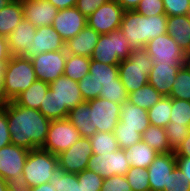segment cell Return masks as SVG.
<instances>
[{
	"label": "cell",
	"mask_w": 190,
	"mask_h": 191,
	"mask_svg": "<svg viewBox=\"0 0 190 191\" xmlns=\"http://www.w3.org/2000/svg\"><path fill=\"white\" fill-rule=\"evenodd\" d=\"M66 58L65 48L59 51L44 52L31 58L36 78L50 84L63 76Z\"/></svg>",
	"instance_id": "cell-10"
},
{
	"label": "cell",
	"mask_w": 190,
	"mask_h": 191,
	"mask_svg": "<svg viewBox=\"0 0 190 191\" xmlns=\"http://www.w3.org/2000/svg\"><path fill=\"white\" fill-rule=\"evenodd\" d=\"M135 10L146 17L165 14L163 0H141Z\"/></svg>",
	"instance_id": "cell-46"
},
{
	"label": "cell",
	"mask_w": 190,
	"mask_h": 191,
	"mask_svg": "<svg viewBox=\"0 0 190 191\" xmlns=\"http://www.w3.org/2000/svg\"><path fill=\"white\" fill-rule=\"evenodd\" d=\"M91 59L76 54H67L64 76L79 82L89 73Z\"/></svg>",
	"instance_id": "cell-31"
},
{
	"label": "cell",
	"mask_w": 190,
	"mask_h": 191,
	"mask_svg": "<svg viewBox=\"0 0 190 191\" xmlns=\"http://www.w3.org/2000/svg\"><path fill=\"white\" fill-rule=\"evenodd\" d=\"M100 191H132L125 176L113 175L104 179Z\"/></svg>",
	"instance_id": "cell-48"
},
{
	"label": "cell",
	"mask_w": 190,
	"mask_h": 191,
	"mask_svg": "<svg viewBox=\"0 0 190 191\" xmlns=\"http://www.w3.org/2000/svg\"><path fill=\"white\" fill-rule=\"evenodd\" d=\"M33 40V57L44 52L59 51L65 47L64 40L52 25L37 28Z\"/></svg>",
	"instance_id": "cell-22"
},
{
	"label": "cell",
	"mask_w": 190,
	"mask_h": 191,
	"mask_svg": "<svg viewBox=\"0 0 190 191\" xmlns=\"http://www.w3.org/2000/svg\"><path fill=\"white\" fill-rule=\"evenodd\" d=\"M49 86L52 96L59 102V119L67 118L69 111L84 101L78 82L64 75L51 82Z\"/></svg>",
	"instance_id": "cell-13"
},
{
	"label": "cell",
	"mask_w": 190,
	"mask_h": 191,
	"mask_svg": "<svg viewBox=\"0 0 190 191\" xmlns=\"http://www.w3.org/2000/svg\"><path fill=\"white\" fill-rule=\"evenodd\" d=\"M176 166L175 152L159 153L147 168L150 191H164L169 175Z\"/></svg>",
	"instance_id": "cell-18"
},
{
	"label": "cell",
	"mask_w": 190,
	"mask_h": 191,
	"mask_svg": "<svg viewBox=\"0 0 190 191\" xmlns=\"http://www.w3.org/2000/svg\"><path fill=\"white\" fill-rule=\"evenodd\" d=\"M124 12L116 0H110L87 17V25L100 35L108 34L119 29Z\"/></svg>",
	"instance_id": "cell-12"
},
{
	"label": "cell",
	"mask_w": 190,
	"mask_h": 191,
	"mask_svg": "<svg viewBox=\"0 0 190 191\" xmlns=\"http://www.w3.org/2000/svg\"><path fill=\"white\" fill-rule=\"evenodd\" d=\"M80 137L79 131L67 118L51 120L42 149L58 155L75 144Z\"/></svg>",
	"instance_id": "cell-8"
},
{
	"label": "cell",
	"mask_w": 190,
	"mask_h": 191,
	"mask_svg": "<svg viewBox=\"0 0 190 191\" xmlns=\"http://www.w3.org/2000/svg\"><path fill=\"white\" fill-rule=\"evenodd\" d=\"M170 122L175 123V125H189L190 101L171 98Z\"/></svg>",
	"instance_id": "cell-39"
},
{
	"label": "cell",
	"mask_w": 190,
	"mask_h": 191,
	"mask_svg": "<svg viewBox=\"0 0 190 191\" xmlns=\"http://www.w3.org/2000/svg\"><path fill=\"white\" fill-rule=\"evenodd\" d=\"M124 11L135 10L141 0H116Z\"/></svg>",
	"instance_id": "cell-56"
},
{
	"label": "cell",
	"mask_w": 190,
	"mask_h": 191,
	"mask_svg": "<svg viewBox=\"0 0 190 191\" xmlns=\"http://www.w3.org/2000/svg\"><path fill=\"white\" fill-rule=\"evenodd\" d=\"M95 155L112 153L119 149L118 142L113 132H96L88 137Z\"/></svg>",
	"instance_id": "cell-35"
},
{
	"label": "cell",
	"mask_w": 190,
	"mask_h": 191,
	"mask_svg": "<svg viewBox=\"0 0 190 191\" xmlns=\"http://www.w3.org/2000/svg\"><path fill=\"white\" fill-rule=\"evenodd\" d=\"M89 105L97 132H114L119 122L121 105L101 97L90 100Z\"/></svg>",
	"instance_id": "cell-15"
},
{
	"label": "cell",
	"mask_w": 190,
	"mask_h": 191,
	"mask_svg": "<svg viewBox=\"0 0 190 191\" xmlns=\"http://www.w3.org/2000/svg\"><path fill=\"white\" fill-rule=\"evenodd\" d=\"M23 16L36 28L53 24L58 9L48 0H22Z\"/></svg>",
	"instance_id": "cell-19"
},
{
	"label": "cell",
	"mask_w": 190,
	"mask_h": 191,
	"mask_svg": "<svg viewBox=\"0 0 190 191\" xmlns=\"http://www.w3.org/2000/svg\"><path fill=\"white\" fill-rule=\"evenodd\" d=\"M180 68L172 67L171 64H153L148 75V84L152 85L163 96H169Z\"/></svg>",
	"instance_id": "cell-21"
},
{
	"label": "cell",
	"mask_w": 190,
	"mask_h": 191,
	"mask_svg": "<svg viewBox=\"0 0 190 191\" xmlns=\"http://www.w3.org/2000/svg\"><path fill=\"white\" fill-rule=\"evenodd\" d=\"M10 58L8 40L5 36L0 35V64H6Z\"/></svg>",
	"instance_id": "cell-51"
},
{
	"label": "cell",
	"mask_w": 190,
	"mask_h": 191,
	"mask_svg": "<svg viewBox=\"0 0 190 191\" xmlns=\"http://www.w3.org/2000/svg\"><path fill=\"white\" fill-rule=\"evenodd\" d=\"M110 0H77L76 8L86 17Z\"/></svg>",
	"instance_id": "cell-50"
},
{
	"label": "cell",
	"mask_w": 190,
	"mask_h": 191,
	"mask_svg": "<svg viewBox=\"0 0 190 191\" xmlns=\"http://www.w3.org/2000/svg\"><path fill=\"white\" fill-rule=\"evenodd\" d=\"M12 0H0V10L7 6Z\"/></svg>",
	"instance_id": "cell-61"
},
{
	"label": "cell",
	"mask_w": 190,
	"mask_h": 191,
	"mask_svg": "<svg viewBox=\"0 0 190 191\" xmlns=\"http://www.w3.org/2000/svg\"><path fill=\"white\" fill-rule=\"evenodd\" d=\"M99 36V33L86 25L75 37L65 42V51L67 54H76L90 58Z\"/></svg>",
	"instance_id": "cell-20"
},
{
	"label": "cell",
	"mask_w": 190,
	"mask_h": 191,
	"mask_svg": "<svg viewBox=\"0 0 190 191\" xmlns=\"http://www.w3.org/2000/svg\"><path fill=\"white\" fill-rule=\"evenodd\" d=\"M31 59L22 56H11L4 67L5 98L14 101L23 91L28 89L36 80Z\"/></svg>",
	"instance_id": "cell-4"
},
{
	"label": "cell",
	"mask_w": 190,
	"mask_h": 191,
	"mask_svg": "<svg viewBox=\"0 0 190 191\" xmlns=\"http://www.w3.org/2000/svg\"><path fill=\"white\" fill-rule=\"evenodd\" d=\"M36 30L37 28L28 20L22 19L13 32L7 37L11 56L33 58L32 46Z\"/></svg>",
	"instance_id": "cell-16"
},
{
	"label": "cell",
	"mask_w": 190,
	"mask_h": 191,
	"mask_svg": "<svg viewBox=\"0 0 190 191\" xmlns=\"http://www.w3.org/2000/svg\"><path fill=\"white\" fill-rule=\"evenodd\" d=\"M176 164L190 181V157H176Z\"/></svg>",
	"instance_id": "cell-53"
},
{
	"label": "cell",
	"mask_w": 190,
	"mask_h": 191,
	"mask_svg": "<svg viewBox=\"0 0 190 191\" xmlns=\"http://www.w3.org/2000/svg\"><path fill=\"white\" fill-rule=\"evenodd\" d=\"M189 125H175L173 122H169L166 129V135L170 144L171 150L174 152L182 142L187 138L189 134Z\"/></svg>",
	"instance_id": "cell-41"
},
{
	"label": "cell",
	"mask_w": 190,
	"mask_h": 191,
	"mask_svg": "<svg viewBox=\"0 0 190 191\" xmlns=\"http://www.w3.org/2000/svg\"><path fill=\"white\" fill-rule=\"evenodd\" d=\"M130 167L125 157V150L118 149L115 152L102 155L92 154L88 161L87 170L93 171L106 179L113 175L125 176Z\"/></svg>",
	"instance_id": "cell-11"
},
{
	"label": "cell",
	"mask_w": 190,
	"mask_h": 191,
	"mask_svg": "<svg viewBox=\"0 0 190 191\" xmlns=\"http://www.w3.org/2000/svg\"><path fill=\"white\" fill-rule=\"evenodd\" d=\"M29 150L14 144L0 149V177L9 184L22 182V172Z\"/></svg>",
	"instance_id": "cell-9"
},
{
	"label": "cell",
	"mask_w": 190,
	"mask_h": 191,
	"mask_svg": "<svg viewBox=\"0 0 190 191\" xmlns=\"http://www.w3.org/2000/svg\"><path fill=\"white\" fill-rule=\"evenodd\" d=\"M29 191H56L53 185L49 182L43 183L41 185L29 188Z\"/></svg>",
	"instance_id": "cell-58"
},
{
	"label": "cell",
	"mask_w": 190,
	"mask_h": 191,
	"mask_svg": "<svg viewBox=\"0 0 190 191\" xmlns=\"http://www.w3.org/2000/svg\"><path fill=\"white\" fill-rule=\"evenodd\" d=\"M87 25V17L76 7L58 10L52 27L59 33L64 42L75 37Z\"/></svg>",
	"instance_id": "cell-17"
},
{
	"label": "cell",
	"mask_w": 190,
	"mask_h": 191,
	"mask_svg": "<svg viewBox=\"0 0 190 191\" xmlns=\"http://www.w3.org/2000/svg\"><path fill=\"white\" fill-rule=\"evenodd\" d=\"M78 86L84 101L99 98V84L94 79H91L90 73L78 82Z\"/></svg>",
	"instance_id": "cell-44"
},
{
	"label": "cell",
	"mask_w": 190,
	"mask_h": 191,
	"mask_svg": "<svg viewBox=\"0 0 190 191\" xmlns=\"http://www.w3.org/2000/svg\"><path fill=\"white\" fill-rule=\"evenodd\" d=\"M48 83L36 79L33 84L21 92L14 100L20 106L39 110L40 103H43L44 96L49 92Z\"/></svg>",
	"instance_id": "cell-27"
},
{
	"label": "cell",
	"mask_w": 190,
	"mask_h": 191,
	"mask_svg": "<svg viewBox=\"0 0 190 191\" xmlns=\"http://www.w3.org/2000/svg\"><path fill=\"white\" fill-rule=\"evenodd\" d=\"M119 121L122 123V128L134 129L141 135L150 126L147 110L128 101L121 105Z\"/></svg>",
	"instance_id": "cell-23"
},
{
	"label": "cell",
	"mask_w": 190,
	"mask_h": 191,
	"mask_svg": "<svg viewBox=\"0 0 190 191\" xmlns=\"http://www.w3.org/2000/svg\"><path fill=\"white\" fill-rule=\"evenodd\" d=\"M125 177L132 191H150L148 169L130 167Z\"/></svg>",
	"instance_id": "cell-38"
},
{
	"label": "cell",
	"mask_w": 190,
	"mask_h": 191,
	"mask_svg": "<svg viewBox=\"0 0 190 191\" xmlns=\"http://www.w3.org/2000/svg\"><path fill=\"white\" fill-rule=\"evenodd\" d=\"M49 183L56 191H84L82 183L77 180V174L66 172L59 165L53 170Z\"/></svg>",
	"instance_id": "cell-30"
},
{
	"label": "cell",
	"mask_w": 190,
	"mask_h": 191,
	"mask_svg": "<svg viewBox=\"0 0 190 191\" xmlns=\"http://www.w3.org/2000/svg\"><path fill=\"white\" fill-rule=\"evenodd\" d=\"M89 73L91 74V79H94L99 84L100 97L102 85L114 82V79L119 77L118 64L109 65L91 59Z\"/></svg>",
	"instance_id": "cell-32"
},
{
	"label": "cell",
	"mask_w": 190,
	"mask_h": 191,
	"mask_svg": "<svg viewBox=\"0 0 190 191\" xmlns=\"http://www.w3.org/2000/svg\"><path fill=\"white\" fill-rule=\"evenodd\" d=\"M58 156L42 148L29 151L22 172V182L29 188L47 183L52 177V172L57 167Z\"/></svg>",
	"instance_id": "cell-5"
},
{
	"label": "cell",
	"mask_w": 190,
	"mask_h": 191,
	"mask_svg": "<svg viewBox=\"0 0 190 191\" xmlns=\"http://www.w3.org/2000/svg\"><path fill=\"white\" fill-rule=\"evenodd\" d=\"M145 48L153 64H171L172 67H182L185 64L186 53L167 33L147 42Z\"/></svg>",
	"instance_id": "cell-7"
},
{
	"label": "cell",
	"mask_w": 190,
	"mask_h": 191,
	"mask_svg": "<svg viewBox=\"0 0 190 191\" xmlns=\"http://www.w3.org/2000/svg\"><path fill=\"white\" fill-rule=\"evenodd\" d=\"M174 152L176 157H190V133Z\"/></svg>",
	"instance_id": "cell-52"
},
{
	"label": "cell",
	"mask_w": 190,
	"mask_h": 191,
	"mask_svg": "<svg viewBox=\"0 0 190 191\" xmlns=\"http://www.w3.org/2000/svg\"><path fill=\"white\" fill-rule=\"evenodd\" d=\"M184 66L189 70L190 72V53L186 54L185 64Z\"/></svg>",
	"instance_id": "cell-60"
},
{
	"label": "cell",
	"mask_w": 190,
	"mask_h": 191,
	"mask_svg": "<svg viewBox=\"0 0 190 191\" xmlns=\"http://www.w3.org/2000/svg\"><path fill=\"white\" fill-rule=\"evenodd\" d=\"M153 61L145 47L133 49L129 58L118 64L119 77L128 94L148 84Z\"/></svg>",
	"instance_id": "cell-3"
},
{
	"label": "cell",
	"mask_w": 190,
	"mask_h": 191,
	"mask_svg": "<svg viewBox=\"0 0 190 191\" xmlns=\"http://www.w3.org/2000/svg\"><path fill=\"white\" fill-rule=\"evenodd\" d=\"M6 115L11 144L29 151L43 147L49 131L50 119L39 110L20 106L14 101L6 103Z\"/></svg>",
	"instance_id": "cell-1"
},
{
	"label": "cell",
	"mask_w": 190,
	"mask_h": 191,
	"mask_svg": "<svg viewBox=\"0 0 190 191\" xmlns=\"http://www.w3.org/2000/svg\"><path fill=\"white\" fill-rule=\"evenodd\" d=\"M92 154L89 138L80 137L75 144L57 155L58 164L66 172L77 174L87 169L88 161Z\"/></svg>",
	"instance_id": "cell-14"
},
{
	"label": "cell",
	"mask_w": 190,
	"mask_h": 191,
	"mask_svg": "<svg viewBox=\"0 0 190 191\" xmlns=\"http://www.w3.org/2000/svg\"><path fill=\"white\" fill-rule=\"evenodd\" d=\"M167 34L170 35L187 54L190 53V17L189 14L167 17Z\"/></svg>",
	"instance_id": "cell-25"
},
{
	"label": "cell",
	"mask_w": 190,
	"mask_h": 191,
	"mask_svg": "<svg viewBox=\"0 0 190 191\" xmlns=\"http://www.w3.org/2000/svg\"><path fill=\"white\" fill-rule=\"evenodd\" d=\"M58 10L75 7L77 0H48Z\"/></svg>",
	"instance_id": "cell-54"
},
{
	"label": "cell",
	"mask_w": 190,
	"mask_h": 191,
	"mask_svg": "<svg viewBox=\"0 0 190 191\" xmlns=\"http://www.w3.org/2000/svg\"><path fill=\"white\" fill-rule=\"evenodd\" d=\"M6 64H0V107L4 106L8 101L4 92V67Z\"/></svg>",
	"instance_id": "cell-55"
},
{
	"label": "cell",
	"mask_w": 190,
	"mask_h": 191,
	"mask_svg": "<svg viewBox=\"0 0 190 191\" xmlns=\"http://www.w3.org/2000/svg\"><path fill=\"white\" fill-rule=\"evenodd\" d=\"M159 153L144 141H140L125 150V157L131 167L148 168Z\"/></svg>",
	"instance_id": "cell-28"
},
{
	"label": "cell",
	"mask_w": 190,
	"mask_h": 191,
	"mask_svg": "<svg viewBox=\"0 0 190 191\" xmlns=\"http://www.w3.org/2000/svg\"><path fill=\"white\" fill-rule=\"evenodd\" d=\"M167 16L146 17L136 10L125 11L119 29L133 49L145 47L147 42L167 33Z\"/></svg>",
	"instance_id": "cell-2"
},
{
	"label": "cell",
	"mask_w": 190,
	"mask_h": 191,
	"mask_svg": "<svg viewBox=\"0 0 190 191\" xmlns=\"http://www.w3.org/2000/svg\"><path fill=\"white\" fill-rule=\"evenodd\" d=\"M133 48L120 29L100 35L90 59L109 65L129 58Z\"/></svg>",
	"instance_id": "cell-6"
},
{
	"label": "cell",
	"mask_w": 190,
	"mask_h": 191,
	"mask_svg": "<svg viewBox=\"0 0 190 191\" xmlns=\"http://www.w3.org/2000/svg\"><path fill=\"white\" fill-rule=\"evenodd\" d=\"M163 4L167 17L189 14L190 0H163Z\"/></svg>",
	"instance_id": "cell-47"
},
{
	"label": "cell",
	"mask_w": 190,
	"mask_h": 191,
	"mask_svg": "<svg viewBox=\"0 0 190 191\" xmlns=\"http://www.w3.org/2000/svg\"><path fill=\"white\" fill-rule=\"evenodd\" d=\"M114 136L118 142L119 149L127 150L130 146L142 140L141 134L134 129L122 128V123L119 121L115 127Z\"/></svg>",
	"instance_id": "cell-40"
},
{
	"label": "cell",
	"mask_w": 190,
	"mask_h": 191,
	"mask_svg": "<svg viewBox=\"0 0 190 191\" xmlns=\"http://www.w3.org/2000/svg\"><path fill=\"white\" fill-rule=\"evenodd\" d=\"M162 98V94H160L152 85L147 84L130 93L128 95V102L143 109L149 110Z\"/></svg>",
	"instance_id": "cell-33"
},
{
	"label": "cell",
	"mask_w": 190,
	"mask_h": 191,
	"mask_svg": "<svg viewBox=\"0 0 190 191\" xmlns=\"http://www.w3.org/2000/svg\"><path fill=\"white\" fill-rule=\"evenodd\" d=\"M39 111L50 120L59 119V102L52 96V91L46 93L43 103H40Z\"/></svg>",
	"instance_id": "cell-45"
},
{
	"label": "cell",
	"mask_w": 190,
	"mask_h": 191,
	"mask_svg": "<svg viewBox=\"0 0 190 191\" xmlns=\"http://www.w3.org/2000/svg\"><path fill=\"white\" fill-rule=\"evenodd\" d=\"M128 92L123 86L120 77L114 79V82H108L102 85L100 97L113 101L120 105L125 104L128 101Z\"/></svg>",
	"instance_id": "cell-36"
},
{
	"label": "cell",
	"mask_w": 190,
	"mask_h": 191,
	"mask_svg": "<svg viewBox=\"0 0 190 191\" xmlns=\"http://www.w3.org/2000/svg\"><path fill=\"white\" fill-rule=\"evenodd\" d=\"M169 97L190 101V72L185 66L178 71Z\"/></svg>",
	"instance_id": "cell-37"
},
{
	"label": "cell",
	"mask_w": 190,
	"mask_h": 191,
	"mask_svg": "<svg viewBox=\"0 0 190 191\" xmlns=\"http://www.w3.org/2000/svg\"><path fill=\"white\" fill-rule=\"evenodd\" d=\"M141 138L142 141L147 143L158 153L173 152L168 142L165 128L150 124V126L143 131Z\"/></svg>",
	"instance_id": "cell-29"
},
{
	"label": "cell",
	"mask_w": 190,
	"mask_h": 191,
	"mask_svg": "<svg viewBox=\"0 0 190 191\" xmlns=\"http://www.w3.org/2000/svg\"><path fill=\"white\" fill-rule=\"evenodd\" d=\"M77 180L79 183H82L84 191H100L104 178L99 174L86 169L77 173Z\"/></svg>",
	"instance_id": "cell-43"
},
{
	"label": "cell",
	"mask_w": 190,
	"mask_h": 191,
	"mask_svg": "<svg viewBox=\"0 0 190 191\" xmlns=\"http://www.w3.org/2000/svg\"><path fill=\"white\" fill-rule=\"evenodd\" d=\"M67 119L76 127L81 137H90L97 132L93 126V111L89 101H83L68 113Z\"/></svg>",
	"instance_id": "cell-24"
},
{
	"label": "cell",
	"mask_w": 190,
	"mask_h": 191,
	"mask_svg": "<svg viewBox=\"0 0 190 191\" xmlns=\"http://www.w3.org/2000/svg\"><path fill=\"white\" fill-rule=\"evenodd\" d=\"M148 112V119L150 124L165 128L170 122L171 115V98L163 96Z\"/></svg>",
	"instance_id": "cell-34"
},
{
	"label": "cell",
	"mask_w": 190,
	"mask_h": 191,
	"mask_svg": "<svg viewBox=\"0 0 190 191\" xmlns=\"http://www.w3.org/2000/svg\"><path fill=\"white\" fill-rule=\"evenodd\" d=\"M9 191H29V187L24 182H15L9 185Z\"/></svg>",
	"instance_id": "cell-57"
},
{
	"label": "cell",
	"mask_w": 190,
	"mask_h": 191,
	"mask_svg": "<svg viewBox=\"0 0 190 191\" xmlns=\"http://www.w3.org/2000/svg\"><path fill=\"white\" fill-rule=\"evenodd\" d=\"M9 183L0 177V191H9Z\"/></svg>",
	"instance_id": "cell-59"
},
{
	"label": "cell",
	"mask_w": 190,
	"mask_h": 191,
	"mask_svg": "<svg viewBox=\"0 0 190 191\" xmlns=\"http://www.w3.org/2000/svg\"><path fill=\"white\" fill-rule=\"evenodd\" d=\"M164 191H190V181L178 166L170 173Z\"/></svg>",
	"instance_id": "cell-42"
},
{
	"label": "cell",
	"mask_w": 190,
	"mask_h": 191,
	"mask_svg": "<svg viewBox=\"0 0 190 191\" xmlns=\"http://www.w3.org/2000/svg\"><path fill=\"white\" fill-rule=\"evenodd\" d=\"M24 19L22 0H12L0 10V35L6 38Z\"/></svg>",
	"instance_id": "cell-26"
},
{
	"label": "cell",
	"mask_w": 190,
	"mask_h": 191,
	"mask_svg": "<svg viewBox=\"0 0 190 191\" xmlns=\"http://www.w3.org/2000/svg\"><path fill=\"white\" fill-rule=\"evenodd\" d=\"M11 144V136L8 128L6 104L0 107V149Z\"/></svg>",
	"instance_id": "cell-49"
}]
</instances>
